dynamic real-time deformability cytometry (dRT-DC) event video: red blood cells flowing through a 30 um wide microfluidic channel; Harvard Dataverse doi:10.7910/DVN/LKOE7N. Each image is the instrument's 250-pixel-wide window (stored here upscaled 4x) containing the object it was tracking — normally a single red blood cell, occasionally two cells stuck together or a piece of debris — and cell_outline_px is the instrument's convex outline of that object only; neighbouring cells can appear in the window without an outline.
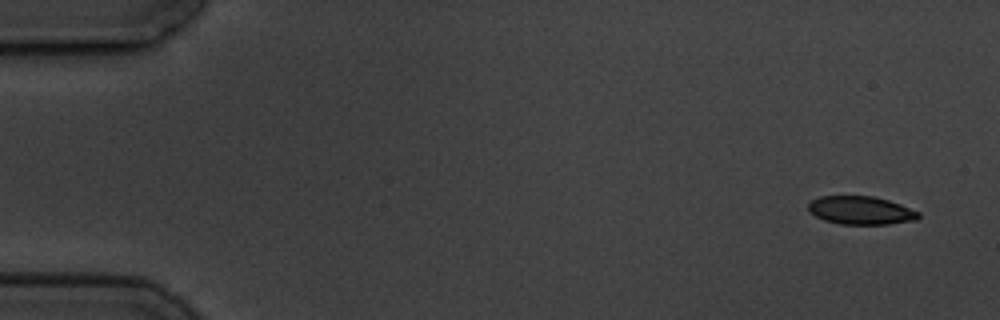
{"species": "common noctule bat (a hibernating species)", "species_latin": "Nyctalus noctula", "temperature_condition": "cold", "stored_images_in_passage": 4, "camera_frame_rate_fps": 3000, "um_per_image_px": 0.085, "animal": {"sex": "male", "body_mass_g": 19.5, "forearm_length_mm": 54.6}, "frame": {"image": 1, "passage_image": 1, "time_ms": 0.0, "image_size_px": [1000, 320], "cell_outline_px": [[920, 216], [916, 220], [888, 224], [840, 224], [824, 220], [808, 212], [808, 204], [812, 200], [820, 196], [872, 196], [888, 200], [900, 204], [920, 212]], "centroid_in_image_um": [73.16, 17.88], "position_along_channel_um": 11.8, "area_um2": 18.15}}